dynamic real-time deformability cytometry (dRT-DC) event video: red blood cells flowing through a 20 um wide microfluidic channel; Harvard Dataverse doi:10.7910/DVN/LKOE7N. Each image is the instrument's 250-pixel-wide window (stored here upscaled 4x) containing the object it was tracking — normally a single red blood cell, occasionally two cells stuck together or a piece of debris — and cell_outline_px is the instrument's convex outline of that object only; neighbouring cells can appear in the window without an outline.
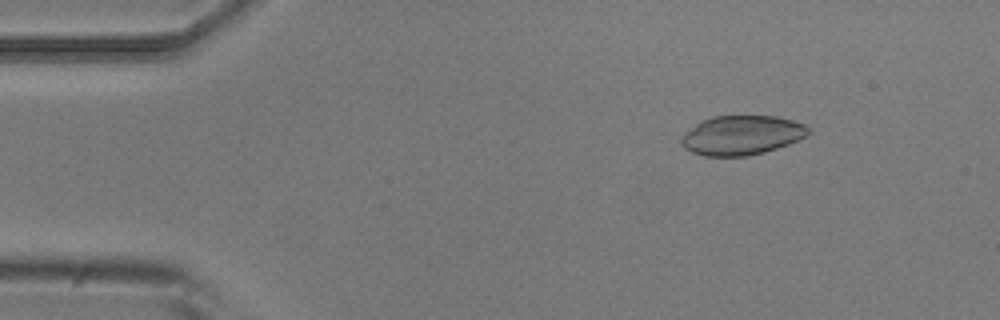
{"species": "common noctule bat (a hibernating species)", "species_latin": "Nyctalus noctula", "temperature_condition": "room temperature", "stored_images_in_passage": 6, "camera_frame_rate_fps": 3000, "um_per_image_px": 0.085, "animal": {"sex": "male", "body_mass_g": 20.5, "forearm_length_mm": 52.5}, "frame": {"image": 1, "passage_image": 2, "time_ms": 0.333, "image_size_px": [1000, 320], "cell_outline_px": [[812, 132], [808, 136], [788, 144], [764, 152], [748, 156], [704, 156], [692, 152], [684, 148], [680, 144], [680, 140], [700, 120], [712, 116], [776, 116], [792, 120], [804, 124], [812, 128]], "centroid_in_image_um": [63.09, 11.49], "position_along_channel_um": 21.9, "area_um2": 29.25}}
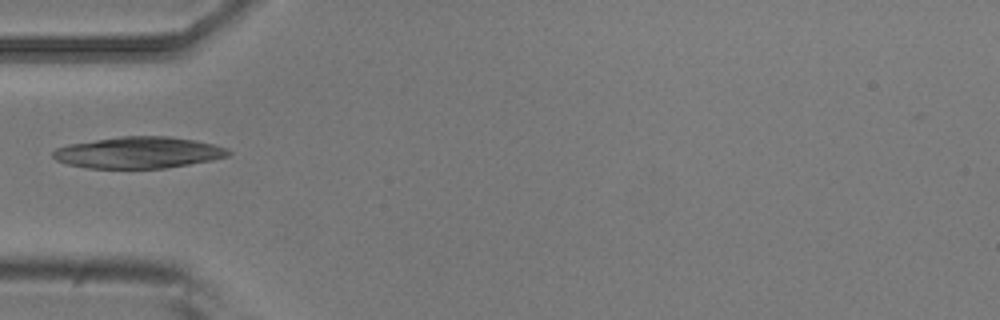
{"frame": {"image": 2, "passage_image": 5, "time_ms": 1.333, "image_size_px": [1000, 320], "cell_outline_px": [[232, 152], [228, 156], [212, 160], [164, 168], [88, 168], [68, 164], [56, 160], [52, 156], [52, 152], [56, 148], [68, 144], [120, 136], [168, 136], [196, 140], [228, 148]], "centroid_in_image_um": [11.77, 12.96], "position_along_channel_um": 73.2, "area_um2": 32.14}}
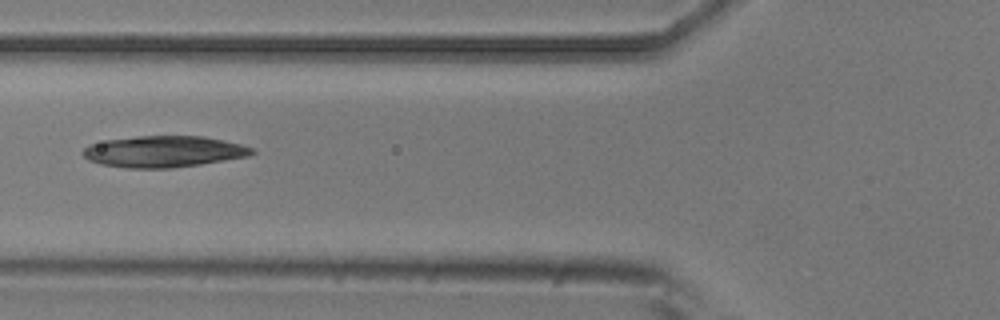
{"frame": {"image": 3, "passage_image": 6, "time_ms": 1.667, "image_size_px": [1000, 320], "cell_outline_px": [[256, 152], [248, 156], [200, 164], [172, 168], [128, 168], [100, 164], [88, 160], [80, 152], [88, 144], [104, 140], [136, 136], [204, 136], [240, 144], [252, 148]], "centroid_in_image_um": [13.86, 12.88], "position_along_channel_um": 111.9, "area_um2": 30.92}}